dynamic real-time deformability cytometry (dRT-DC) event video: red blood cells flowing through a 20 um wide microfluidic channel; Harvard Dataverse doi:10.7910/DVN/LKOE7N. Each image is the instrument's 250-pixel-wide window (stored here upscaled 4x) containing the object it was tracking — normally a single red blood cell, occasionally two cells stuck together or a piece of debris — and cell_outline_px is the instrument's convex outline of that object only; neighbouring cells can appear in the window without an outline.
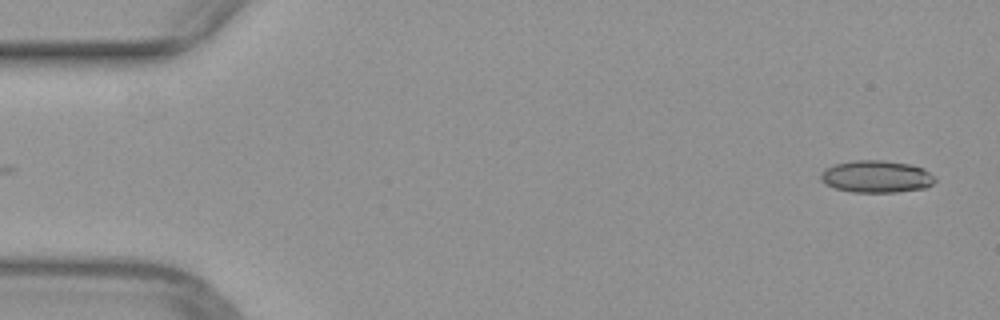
{"species": "common noctule bat (a hibernating species)", "species_latin": "Nyctalus noctula", "temperature_condition": "warm", "stored_images_in_passage": 8, "camera_frame_rate_fps": 3000, "um_per_image_px": 0.085, "animal": {"sex": "female", "body_mass_g": 29.2, "forearm_length_mm": 56.3}, "frame": {"image": 1, "passage_image": 1, "time_ms": 0.0, "image_size_px": [1000, 320], "cell_outline_px": [[936, 180], [932, 184], [924, 188], [896, 192], [852, 192], [836, 188], [824, 184], [820, 180], [820, 172], [824, 168], [836, 164], [856, 160], [884, 160], [908, 164], [924, 168]], "centroid_in_image_um": [74.45, 15.01], "position_along_channel_um": 10.6, "area_um2": 21.39}}